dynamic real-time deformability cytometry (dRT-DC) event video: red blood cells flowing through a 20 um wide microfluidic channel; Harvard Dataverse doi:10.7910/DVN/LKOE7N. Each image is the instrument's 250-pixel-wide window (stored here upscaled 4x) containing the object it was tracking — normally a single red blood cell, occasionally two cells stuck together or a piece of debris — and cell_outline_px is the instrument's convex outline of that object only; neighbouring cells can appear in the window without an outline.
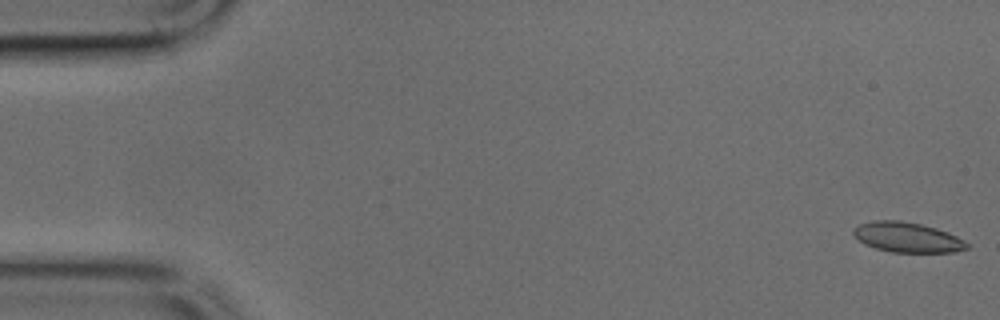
{"species": "common noctule bat (a hibernating species)", "species_latin": "Nyctalus noctula", "temperature_condition": "cold", "stored_images_in_passage": 48, "camera_frame_rate_fps": 3000, "um_per_image_px": 0.085, "animal": {"sex": "male", "body_mass_g": 17.9, "forearm_length_mm": 54.2}, "frame": {"image": 1, "passage_image": 1, "time_ms": 0.0, "image_size_px": [1000, 320], "cell_outline_px": [[968, 248], [956, 252], [892, 252], [876, 248], [864, 244], [852, 232], [852, 228], [860, 224], [876, 220], [900, 220], [920, 224], [936, 228], [948, 232], [964, 240], [968, 244]], "centroid_in_image_um": [77.12, 20.17], "position_along_channel_um": 7.9, "area_um2": 19.77}}
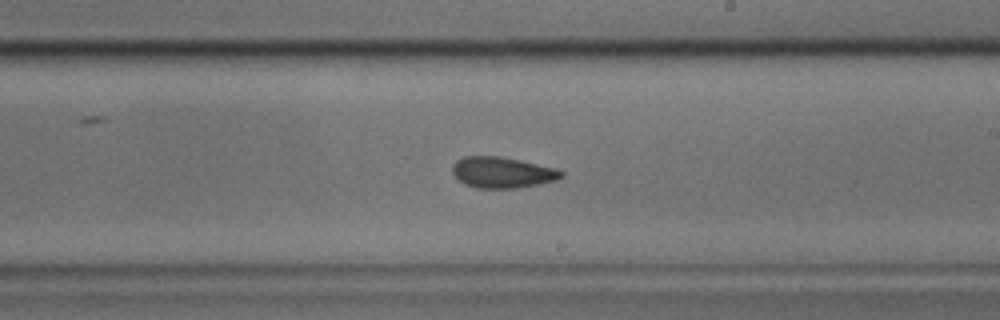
{"frame": {"image": 2, "passage_image": 28, "time_ms": 9.0, "image_size_px": [1000, 320], "cell_outline_px": [[564, 176], [556, 180], [516, 188], [476, 188], [464, 184], [452, 172], [452, 164], [456, 160], [464, 156], [500, 156], [520, 160], [556, 168], [564, 172]], "centroid_in_image_um": [42.68, 14.65], "position_along_channel_um": 246.3, "area_um2": 19.65}}
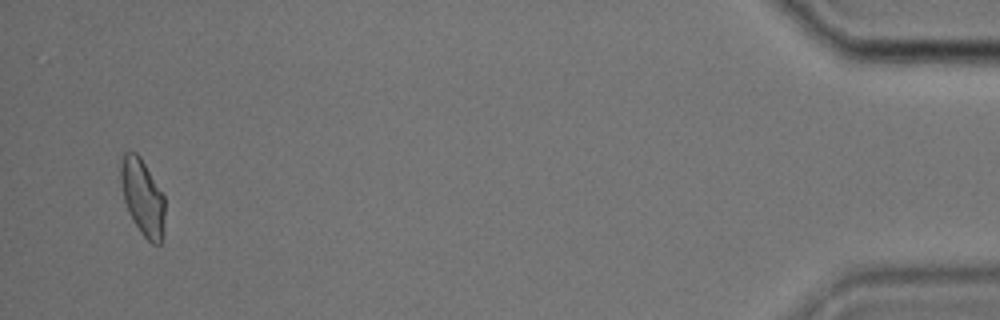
{"frame": {"image": 3, "passage_image": 47, "time_ms": 15.333, "image_size_px": [1000, 320], "cell_outline_px": [[164, 216], [160, 244], [152, 244], [140, 232], [128, 212], [124, 200], [120, 180], [120, 156], [124, 152], [136, 152], [140, 156], [164, 196]], "centroid_in_image_um": [12.08, 16.72], "position_along_channel_um": 423.1, "area_um2": 19.48}}